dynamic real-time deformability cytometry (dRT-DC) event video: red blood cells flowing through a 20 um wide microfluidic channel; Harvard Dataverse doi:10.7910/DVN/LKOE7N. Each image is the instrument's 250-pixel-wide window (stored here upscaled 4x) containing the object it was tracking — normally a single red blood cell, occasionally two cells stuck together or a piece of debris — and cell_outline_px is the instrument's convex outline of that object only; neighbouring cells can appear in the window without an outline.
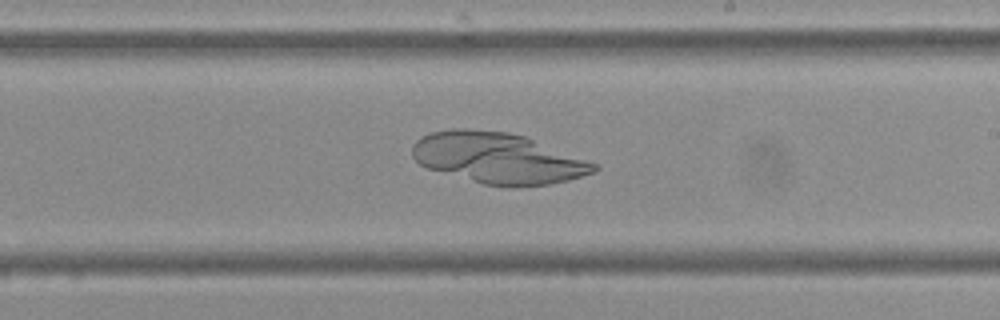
{"species": "Egyptian fruit bat (a non-hibernating species)", "species_latin": "Rousettus aegyptiacus", "temperature_condition": "cold", "stored_images_in_passage": 52, "camera_frame_rate_fps": 3000, "um_per_image_px": 0.085, "frame": {"image": 1, "passage_image": 30, "time_ms": 9.667, "image_size_px": [1000, 320], "cell_outline_px": [[600, 168], [592, 172], [568, 180], [548, 184], [484, 184], [428, 168], [420, 164], [412, 156], [412, 144], [416, 140], [428, 132], [452, 128], [468, 128], [508, 132], [524, 136], [600, 164]], "centroid_in_image_um": [42.3, 13.39], "position_along_channel_um": 246.7, "area_um2": 53.12}}